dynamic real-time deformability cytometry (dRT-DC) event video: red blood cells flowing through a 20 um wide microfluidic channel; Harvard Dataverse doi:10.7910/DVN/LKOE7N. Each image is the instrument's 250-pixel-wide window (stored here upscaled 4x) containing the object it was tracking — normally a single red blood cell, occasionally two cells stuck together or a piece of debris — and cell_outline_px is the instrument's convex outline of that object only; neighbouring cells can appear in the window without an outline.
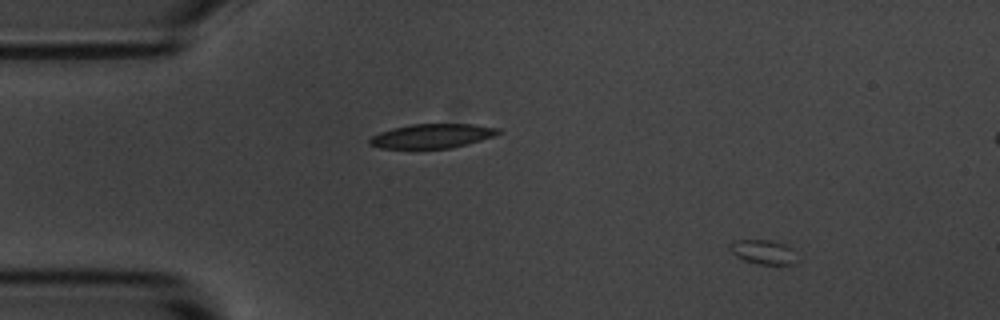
{"species": "common noctule bat (a hibernating species)", "species_latin": "Nyctalus noctula", "temperature_condition": "room temperature", "stored_images_in_passage": 9, "camera_frame_rate_fps": 3000, "um_per_image_px": 0.085, "animal": {"sex": "male", "body_mass_g": 20.1, "forearm_length_mm": 53.5}, "frame": {"image": 1, "passage_image": 1, "time_ms": 0.0, "image_size_px": [1000, 320], "cell_outline_px": [[796, 264], [776, 268], [756, 264], [744, 260], [736, 256], [728, 248], [728, 244], [732, 240], [768, 240], [788, 244], [792, 248]], "centroid_in_image_um": [64.9, 21.47], "position_along_channel_um": 20.1, "area_um2": 10.17}}